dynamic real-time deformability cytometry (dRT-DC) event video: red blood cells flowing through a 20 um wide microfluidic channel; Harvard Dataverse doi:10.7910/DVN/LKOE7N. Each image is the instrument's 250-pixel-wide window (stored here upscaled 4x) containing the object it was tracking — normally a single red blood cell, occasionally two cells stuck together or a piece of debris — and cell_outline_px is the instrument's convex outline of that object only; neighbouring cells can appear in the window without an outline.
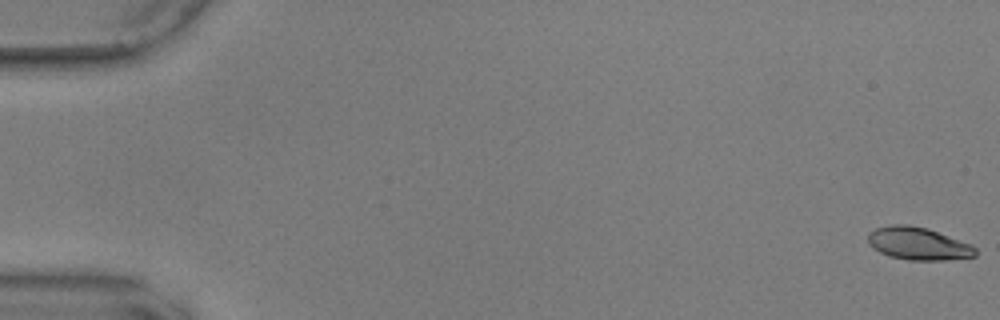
{"species": "common noctule bat (a hibernating species)", "species_latin": "Nyctalus noctula", "temperature_condition": "warm", "stored_images_in_passage": 46, "camera_frame_rate_fps": 3000, "um_per_image_px": 0.085, "animal": {"sex": "male", "body_mass_g": 17.9, "forearm_length_mm": 54.2}, "frame": {"image": 1, "passage_image": 1, "time_ms": 0.0, "image_size_px": [1000, 320], "cell_outline_px": [[976, 256], [944, 260], [908, 260], [888, 256], [872, 248], [868, 244], [868, 232], [876, 228], [892, 224], [908, 224], [928, 228], [972, 244], [976, 248]], "centroid_in_image_um": [78.03, 20.7], "position_along_channel_um": 7.0, "area_um2": 20.69}}
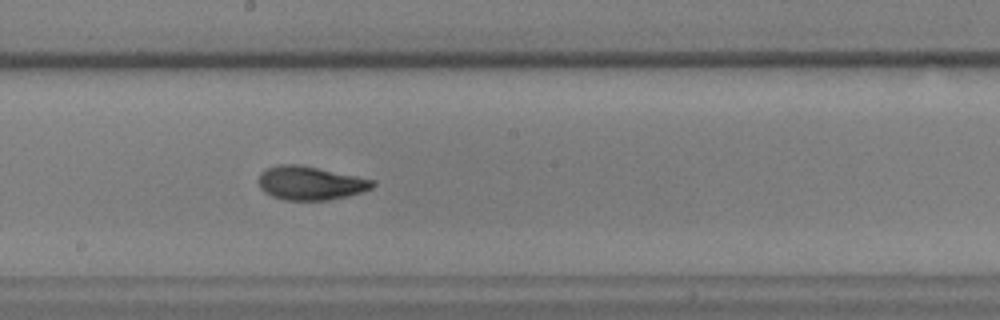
{"frame": {"image": 2, "passage_image": 32, "time_ms": 10.333, "image_size_px": [1000, 320], "cell_outline_px": [[376, 184], [372, 188], [348, 196], [328, 200], [284, 200], [272, 196], [264, 192], [260, 188], [256, 180], [260, 172], [268, 168], [280, 164], [300, 164], [376, 180]], "centroid_in_image_um": [26.35, 15.56], "position_along_channel_um": 221.8, "area_um2": 22.6}}
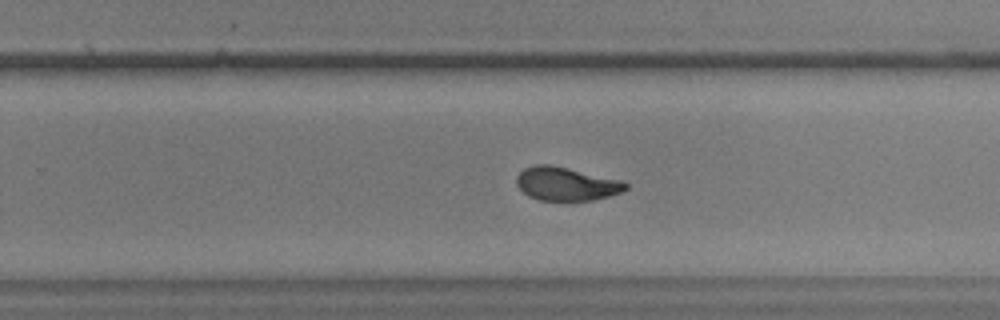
{"frame": {"image": 3, "passage_image": 37, "time_ms": 12.0, "image_size_px": [1000, 320], "cell_outline_px": [[628, 188], [624, 192], [592, 200], [540, 200], [528, 196], [516, 184], [516, 176], [524, 168], [532, 164], [552, 164], [624, 180], [628, 184]], "centroid_in_image_um": [48.16, 15.6], "position_along_channel_um": 281.6, "area_um2": 21.62}, "authors_computed_cell_mechanics": {"area_um2": 21.7039, "velocity_mm_per_s": 3.6092, "shape_relaxation_time_tau1_ms": 3.9051, "shape_relaxation_time_tau2_ms": 1.6621, "deformation_change_tau1": 0.1751, "deformation_change_tau2": 0.0729}}